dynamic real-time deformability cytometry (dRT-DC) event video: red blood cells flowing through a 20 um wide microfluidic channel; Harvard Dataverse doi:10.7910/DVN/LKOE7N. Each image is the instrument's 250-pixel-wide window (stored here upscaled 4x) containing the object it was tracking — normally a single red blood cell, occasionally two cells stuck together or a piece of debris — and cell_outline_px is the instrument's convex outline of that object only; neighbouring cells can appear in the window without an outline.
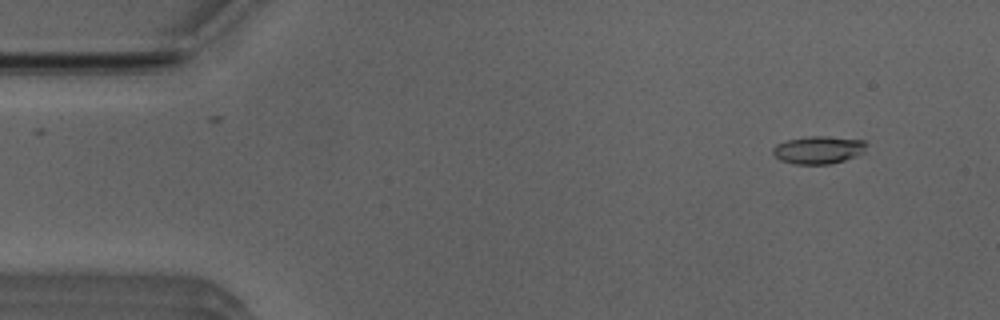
{"species": "Egyptian fruit bat (a non-hibernating species)", "species_latin": "Rousettus aegyptiacus", "temperature_condition": "room temperature", "stored_images_in_passage": 51, "camera_frame_rate_fps": 3000, "um_per_image_px": 0.085, "animal": {"sex": "male"}, "frame": {"image": 1, "passage_image": 4, "time_ms": 1.0, "image_size_px": [1000, 320], "cell_outline_px": [[868, 144], [864, 152], [856, 156], [844, 160], [828, 164], [796, 164], [780, 160], [772, 152], [772, 148], [776, 144], [788, 140], [808, 136], [828, 136], [864, 140]], "centroid_in_image_um": [69.59, 12.73], "position_along_channel_um": 15.4, "area_um2": 15.14}}
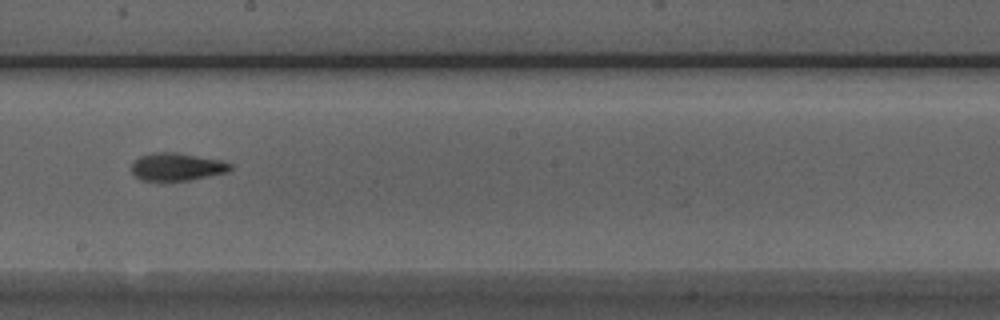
{"frame": {"image": 2, "passage_image": 28, "time_ms": 9.0, "image_size_px": [1000, 320], "cell_outline_px": [[232, 168], [228, 172], [188, 180], [140, 180], [132, 172], [132, 160], [140, 156], [152, 152], [176, 152], [220, 160], [232, 164]], "centroid_in_image_um": [15.01, 14.16], "position_along_channel_um": 233.2, "area_um2": 15.9}}
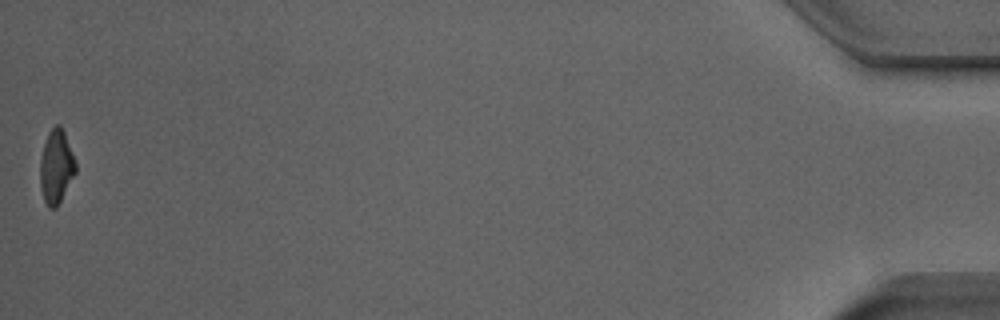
{"frame": {"image": 3, "passage_image": 51, "time_ms": 16.667, "image_size_px": [1000, 320], "cell_outline_px": [[76, 172], [56, 208], [48, 208], [44, 200], [40, 184], [40, 160], [44, 144], [48, 132], [56, 124], [60, 124], [64, 132], [76, 164]], "centroid_in_image_um": [4.77, 14.17], "position_along_channel_um": 430.4, "area_um2": 15.03}, "authors_computed_cell_mechanics": {"area_um2": 15.4904, "velocity_mm_per_s": 3.9413, "shape_relaxation_time_tau1_ms": 5.127, "shape_relaxation_time_tau2_ms": 4.6163, "deformation_change_tau1": 0.1739, "deformation_change_tau2": 0.1393}}